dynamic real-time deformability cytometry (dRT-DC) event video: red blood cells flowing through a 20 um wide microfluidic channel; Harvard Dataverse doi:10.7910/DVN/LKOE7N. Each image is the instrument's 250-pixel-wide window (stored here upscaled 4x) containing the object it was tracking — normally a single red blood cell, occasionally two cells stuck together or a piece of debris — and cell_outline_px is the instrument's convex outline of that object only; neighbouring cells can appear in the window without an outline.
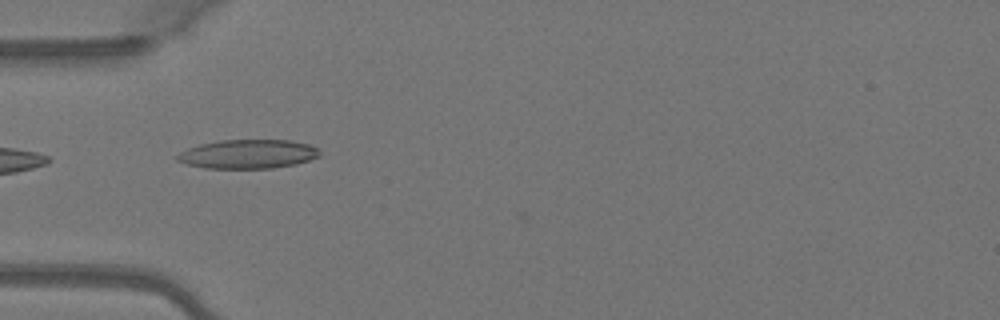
{"species": "Egyptian fruit bat (a non-hibernating species)", "species_latin": "Rousettus aegyptiacus", "temperature_condition": "warm", "stored_images_in_passage": 35, "camera_frame_rate_fps": 3000, "um_per_image_px": 0.085, "animal": {"sex": "female"}, "frame": {"image": 1, "passage_image": 1, "time_ms": 0.0, "image_size_px": [1000, 320], "cell_outline_px": [[320, 156], [296, 164], [272, 168], [204, 168], [188, 164], [176, 160], [176, 156], [180, 152], [188, 148], [200, 144], [220, 140], [292, 140], [308, 144], [316, 148], [320, 152]], "centroid_in_image_um": [21.07, 13.09], "position_along_channel_um": 63.9, "area_um2": 23.99}}
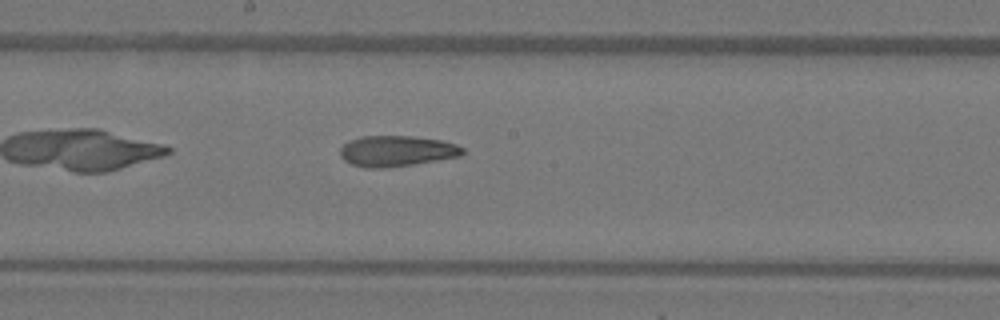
{"frame": {"image": 2, "passage_image": 12, "time_ms": 3.667, "image_size_px": [1000, 320], "cell_outline_px": [[464, 156], [412, 164], [384, 168], [364, 168], [352, 164], [344, 160], [340, 156], [340, 148], [348, 140], [360, 136], [412, 136], [440, 140], [456, 144], [464, 148]], "centroid_in_image_um": [33.71, 12.84], "position_along_channel_um": 214.5, "area_um2": 22.14}}
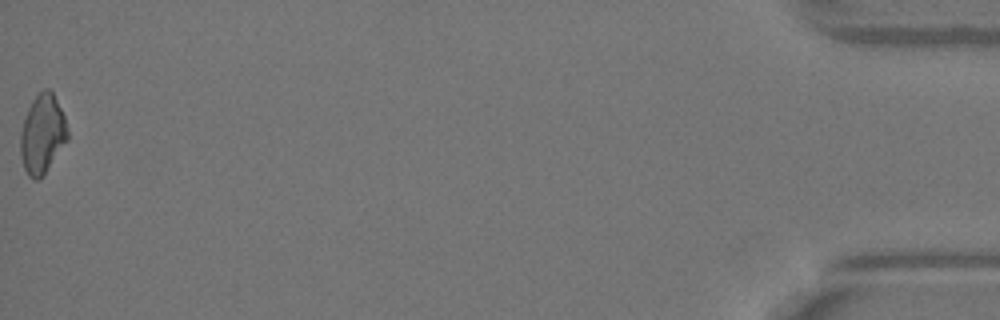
{"frame": {"image": 3, "passage_image": 35, "time_ms": 11.333, "image_size_px": [1000, 320], "cell_outline_px": [[68, 140], [44, 172], [36, 180], [32, 180], [28, 176], [24, 168], [20, 152], [20, 132], [28, 108], [32, 100], [44, 88], [48, 88], [52, 92], [64, 116], [68, 128]], "centroid_in_image_um": [3.59, 11.38], "position_along_channel_um": 431.6, "area_um2": 21.39}, "authors_computed_cell_mechanics": {"area_um2": 21.7906, "velocity_mm_per_s": 4.1173, "shape_relaxation_time_tau1_ms": null, "shape_relaxation_time_tau2_ms": 5.005, "deformation_change_tau1": null, "deformation_change_tau2": 0.142}}